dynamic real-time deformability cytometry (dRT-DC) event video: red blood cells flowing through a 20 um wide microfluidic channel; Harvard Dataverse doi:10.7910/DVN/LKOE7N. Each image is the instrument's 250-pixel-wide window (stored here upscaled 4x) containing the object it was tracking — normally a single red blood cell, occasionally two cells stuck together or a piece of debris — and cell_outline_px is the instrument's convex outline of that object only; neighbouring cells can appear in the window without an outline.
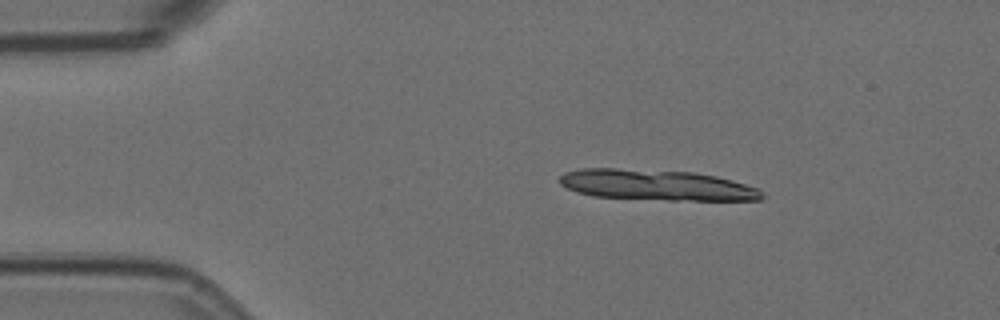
{"species": "Egyptian fruit bat (a non-hibernating species)", "species_latin": "Rousettus aegyptiacus", "temperature_condition": "room temperature", "stored_images_in_passage": 14, "camera_frame_rate_fps": 3000, "um_per_image_px": 0.085, "animal": {"sex": "female"}, "frame": {"image": 1, "passage_image": 8, "time_ms": 2.333, "image_size_px": [1000, 320], "cell_outline_px": [[764, 196], [760, 200], [668, 200], [592, 196], [576, 192], [560, 184], [560, 176], [564, 172], [580, 168], [616, 168], [692, 172], [716, 176], [732, 180], [756, 188], [764, 192]], "centroid_in_image_um": [55.78, 15.73], "position_along_channel_um": 29.2, "area_um2": 36.18}}